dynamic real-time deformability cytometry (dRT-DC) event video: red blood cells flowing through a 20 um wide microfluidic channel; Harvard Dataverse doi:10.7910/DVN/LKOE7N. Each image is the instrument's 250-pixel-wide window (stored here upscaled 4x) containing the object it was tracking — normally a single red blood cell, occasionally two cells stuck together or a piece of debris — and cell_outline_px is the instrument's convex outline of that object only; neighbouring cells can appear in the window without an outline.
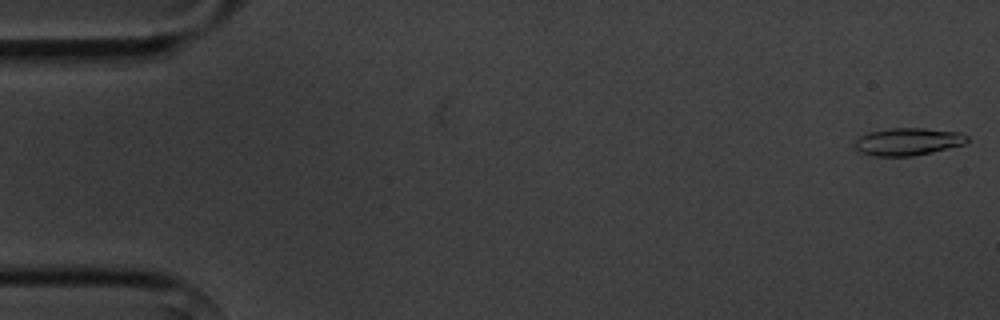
{"species": "common noctule bat (a hibernating species)", "species_latin": "Nyctalus noctula", "temperature_condition": "cold", "stored_images_in_passage": 6, "camera_frame_rate_fps": 3000, "um_per_image_px": 0.085, "animal": {"sex": "male", "body_mass_g": 20.1, "forearm_length_mm": 53.5}, "frame": {"image": 1, "passage_image": 1, "time_ms": 0.0, "image_size_px": [1000, 320], "cell_outline_px": [[968, 140], [964, 144], [932, 152], [912, 156], [876, 156], [860, 152], [856, 148], [856, 140], [860, 136], [868, 132], [888, 128], [924, 128], [960, 132], [968, 136]], "centroid_in_image_um": [77.18, 12.03], "position_along_channel_um": 7.8, "area_um2": 17.92}}
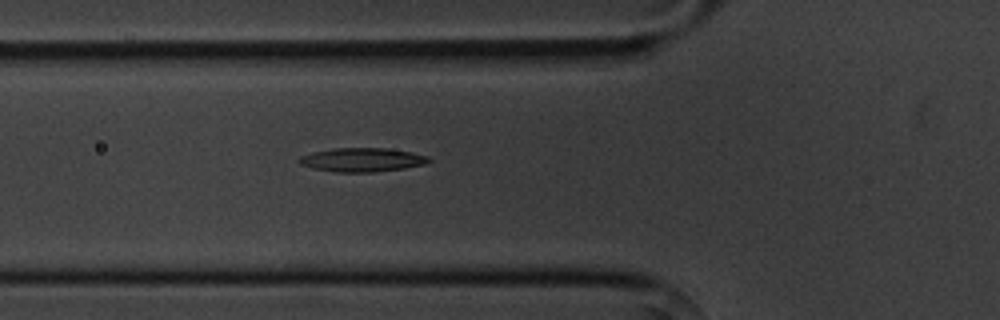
{"frame": {"image": 2, "passage_image": 6, "time_ms": 6.0, "image_size_px": [1000, 320], "cell_outline_px": [[432, 160], [424, 164], [404, 168], [372, 172], [336, 172], [312, 168], [300, 164], [296, 160], [300, 156], [312, 152], [332, 148], [384, 148], [412, 152], [428, 156]], "centroid_in_image_um": [30.74, 13.58], "position_along_channel_um": 95.1, "area_um2": 18.03}}